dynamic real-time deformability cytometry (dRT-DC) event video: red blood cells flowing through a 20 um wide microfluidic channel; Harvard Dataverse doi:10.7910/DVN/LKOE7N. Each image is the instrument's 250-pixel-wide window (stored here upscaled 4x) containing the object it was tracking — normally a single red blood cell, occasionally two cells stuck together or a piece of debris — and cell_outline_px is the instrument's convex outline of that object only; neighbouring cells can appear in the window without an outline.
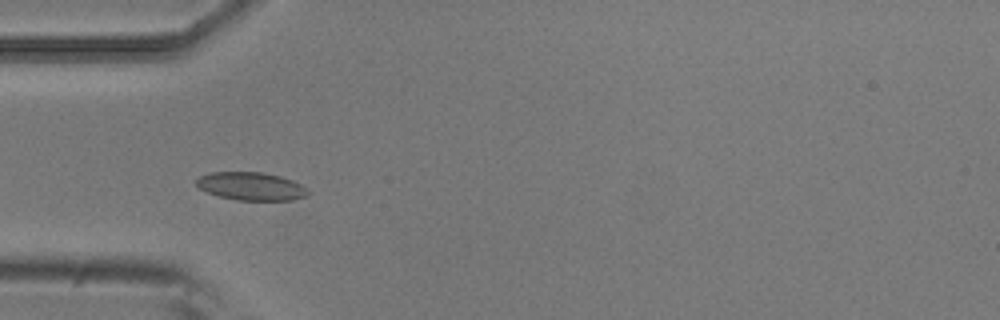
{"species": "common noctule bat (a hibernating species)", "species_latin": "Nyctalus noctula", "temperature_condition": "room temperature", "stored_images_in_passage": 5, "camera_frame_rate_fps": 3000, "um_per_image_px": 0.085, "animal": {"sex": "male", "body_mass_g": 20.5, "forearm_length_mm": 52.5}, "frame": {"image": 1, "passage_image": 4, "time_ms": 1.0, "image_size_px": [1000, 320], "cell_outline_px": [[312, 192], [308, 196], [292, 200], [236, 200], [220, 196], [208, 192], [200, 188], [196, 184], [196, 176], [212, 172], [264, 172], [280, 176], [292, 180], [308, 188]], "centroid_in_image_um": [21.38, 15.83], "position_along_channel_um": 63.6, "area_um2": 18.44}}
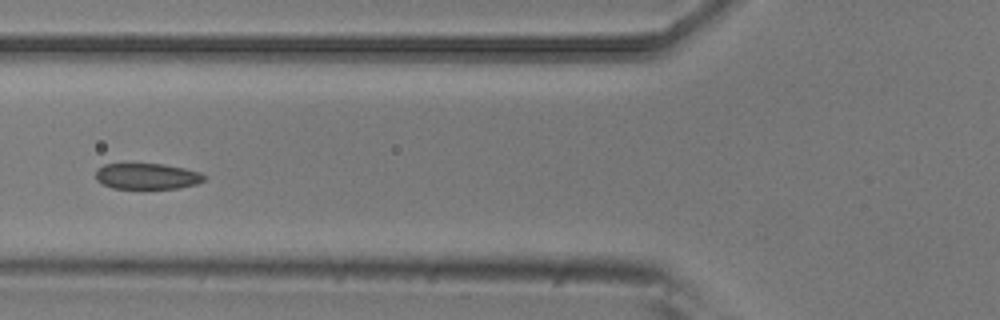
{"frame": {"image": 2, "passage_image": 5, "time_ms": 1.333, "image_size_px": [1000, 320], "cell_outline_px": [[204, 180], [196, 184], [180, 188], [112, 188], [100, 184], [96, 180], [96, 168], [104, 164], [164, 164], [184, 168], [200, 172], [204, 176]], "centroid_in_image_um": [12.46, 14.98], "position_along_channel_um": 113.3, "area_um2": 16.42}}